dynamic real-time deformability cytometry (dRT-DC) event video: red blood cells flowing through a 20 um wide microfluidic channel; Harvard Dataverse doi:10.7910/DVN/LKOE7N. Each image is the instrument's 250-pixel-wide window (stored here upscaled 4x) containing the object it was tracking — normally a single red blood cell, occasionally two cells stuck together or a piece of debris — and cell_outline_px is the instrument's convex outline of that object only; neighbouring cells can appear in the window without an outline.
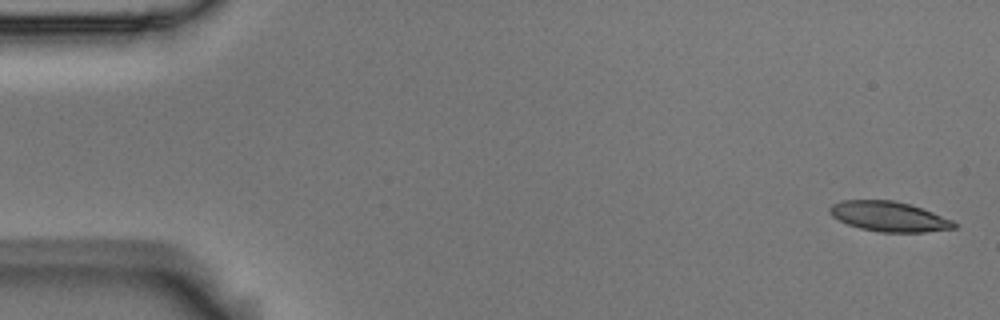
{"species": "Egyptian fruit bat (a non-hibernating species)", "species_latin": "Rousettus aegyptiacus", "temperature_condition": "room temperature", "stored_images_in_passage": 6, "segment_of_instrument_passage": [2, 2], "camera_frame_rate_fps": 3000, "um_per_image_px": 0.085, "animal": {"sex": "male"}, "frame": {"image": 1, "passage_image": 6, "time_ms": 1.667, "image_size_px": [1000, 320], "cell_outline_px": [[960, 224], [956, 228], [924, 232], [880, 232], [860, 228], [848, 224], [832, 216], [828, 212], [828, 208], [832, 204], [840, 200], [892, 200], [908, 204], [932, 212], [952, 220]], "centroid_in_image_um": [75.55, 18.4], "position_along_channel_um": 9.4, "area_um2": 21.68}}